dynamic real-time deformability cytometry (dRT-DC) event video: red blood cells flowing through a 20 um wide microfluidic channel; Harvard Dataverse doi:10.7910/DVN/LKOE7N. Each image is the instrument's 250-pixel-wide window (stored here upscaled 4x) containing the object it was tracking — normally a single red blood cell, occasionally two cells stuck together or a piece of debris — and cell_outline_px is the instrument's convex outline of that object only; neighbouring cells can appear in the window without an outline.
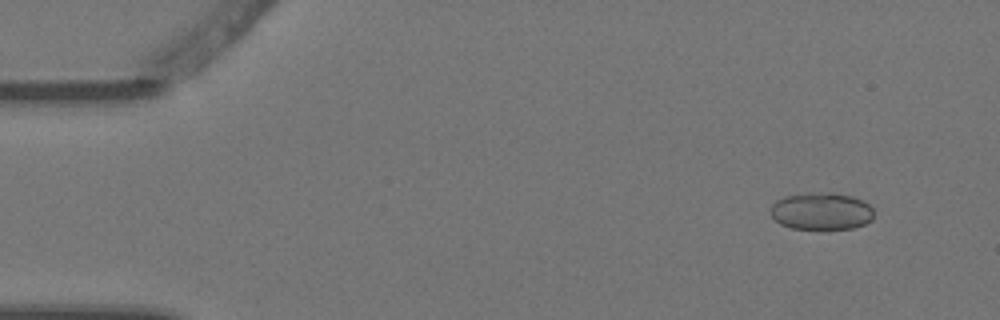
{"species": "Egyptian fruit bat (a non-hibernating species)", "species_latin": "Rousettus aegyptiacus", "temperature_condition": "warm", "stored_images_in_passage": 4, "camera_frame_rate_fps": 3000, "um_per_image_px": 0.085, "animal": {"sex": "female"}, "frame": {"image": 1, "passage_image": 1, "time_ms": 0.0, "image_size_px": [1000, 320], "cell_outline_px": [[872, 220], [864, 224], [852, 228], [792, 228], [780, 224], [772, 216], [772, 204], [776, 200], [784, 196], [808, 192], [832, 192], [852, 196], [868, 204], [872, 208]], "centroid_in_image_um": [69.8, 17.92], "position_along_channel_um": 15.2, "area_um2": 22.25}}
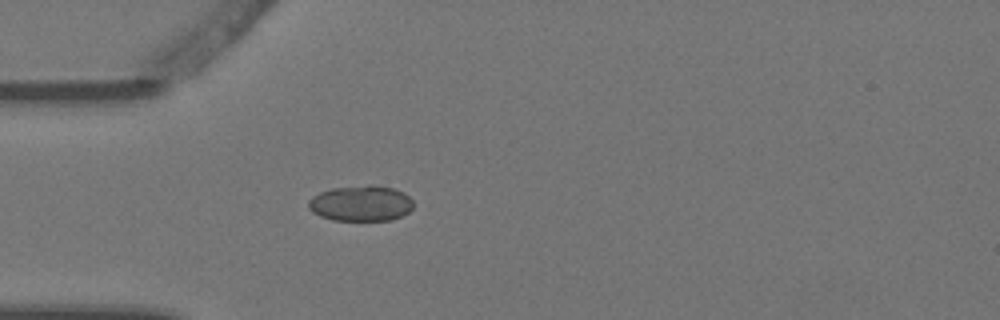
{"frame": {"image": 2, "passage_image": 4, "time_ms": 1.0, "image_size_px": [1000, 320], "cell_outline_px": [[412, 208], [408, 212], [400, 216], [388, 220], [332, 220], [320, 216], [312, 212], [308, 208], [308, 200], [312, 196], [320, 192], [332, 188], [368, 184], [372, 184], [392, 188], [404, 192], [412, 200]], "centroid_in_image_um": [30.64, 17.27], "position_along_channel_um": 54.4, "area_um2": 21.91}}